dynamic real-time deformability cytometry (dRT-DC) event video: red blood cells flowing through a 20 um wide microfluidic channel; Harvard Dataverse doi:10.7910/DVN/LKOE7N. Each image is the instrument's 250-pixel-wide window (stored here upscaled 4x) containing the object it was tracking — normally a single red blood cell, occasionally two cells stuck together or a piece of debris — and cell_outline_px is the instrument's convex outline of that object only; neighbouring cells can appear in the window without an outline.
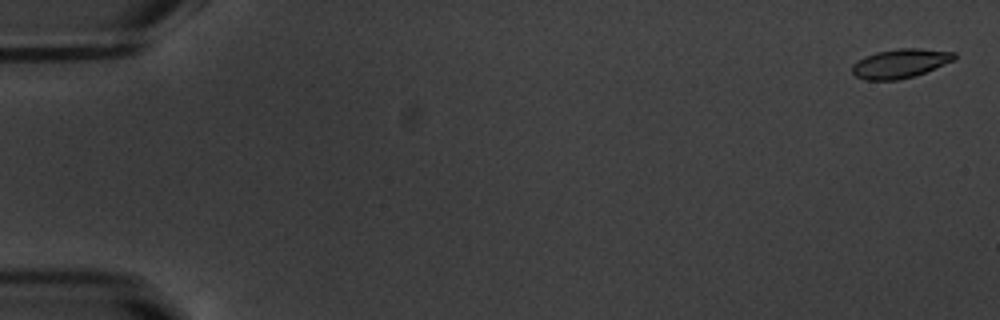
{"species": "common noctule bat (a hibernating species)", "species_latin": "Nyctalus noctula", "temperature_condition": "warm", "stored_images_in_passage": 55, "camera_frame_rate_fps": 3000, "um_per_image_px": 0.085, "animal": {"sex": "male", "body_mass_g": 20.1, "forearm_length_mm": 53.5}, "frame": {"image": 1, "passage_image": 2, "time_ms": 0.333, "image_size_px": [1000, 320], "cell_outline_px": [[956, 60], [924, 72], [912, 76], [896, 80], [864, 80], [856, 76], [852, 72], [852, 64], [864, 56], [876, 52], [900, 48], [920, 48], [956, 52]], "centroid_in_image_um": [76.52, 5.38], "position_along_channel_um": 8.5, "area_um2": 17.34}}
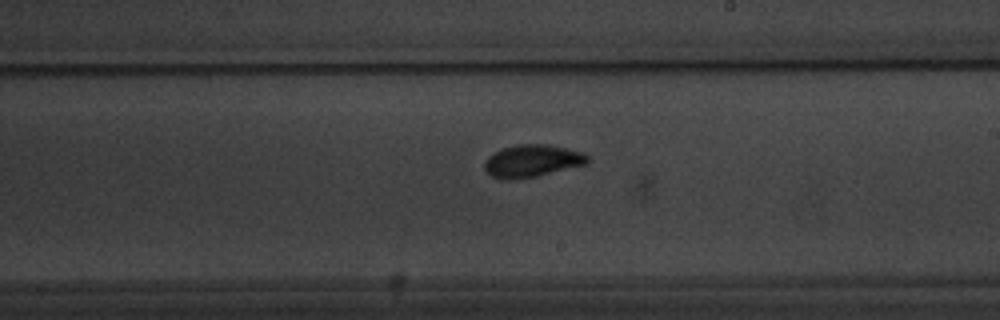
{"frame": {"image": 2, "passage_image": 33, "time_ms": 10.667, "image_size_px": [1000, 320], "cell_outline_px": [[592, 160], [588, 164], [536, 176], [516, 180], [500, 180], [492, 176], [484, 168], [484, 164], [488, 156], [504, 148], [516, 144], [548, 144], [568, 148], [584, 152], [592, 156]], "centroid_in_image_um": [45.3, 13.68], "position_along_channel_um": 243.7, "area_um2": 19.83}}
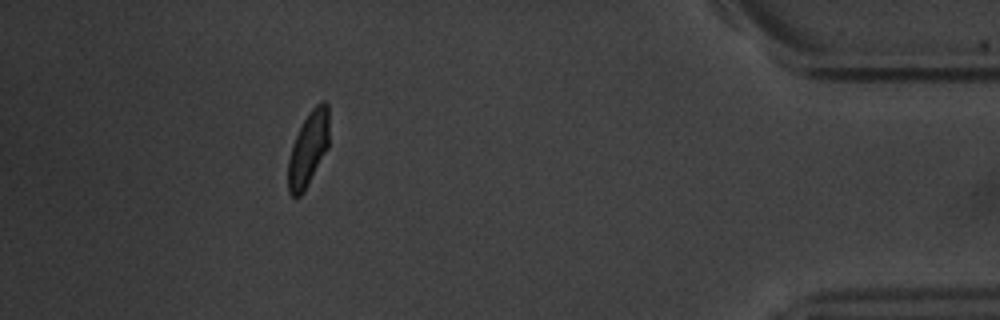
{"frame": {"image": 3, "passage_image": 50, "time_ms": 16.333, "image_size_px": [1000, 320], "cell_outline_px": [[328, 148], [304, 192], [300, 196], [292, 196], [288, 192], [288, 160], [292, 144], [308, 112], [320, 100], [324, 100], [328, 104]], "centroid_in_image_um": [26.2, 12.65], "position_along_channel_um": 409.0, "area_um2": 17.8}, "authors_computed_cell_mechanics": {"area_um2": 18.207, "velocity_mm_per_s": 3.7755, "shape_relaxation_time_tau1_ms": 2.8188, "shape_relaxation_time_tau2_ms": 1.6225, "deformation_change_tau1": 0.1487, "deformation_change_tau2": 0.0611}}